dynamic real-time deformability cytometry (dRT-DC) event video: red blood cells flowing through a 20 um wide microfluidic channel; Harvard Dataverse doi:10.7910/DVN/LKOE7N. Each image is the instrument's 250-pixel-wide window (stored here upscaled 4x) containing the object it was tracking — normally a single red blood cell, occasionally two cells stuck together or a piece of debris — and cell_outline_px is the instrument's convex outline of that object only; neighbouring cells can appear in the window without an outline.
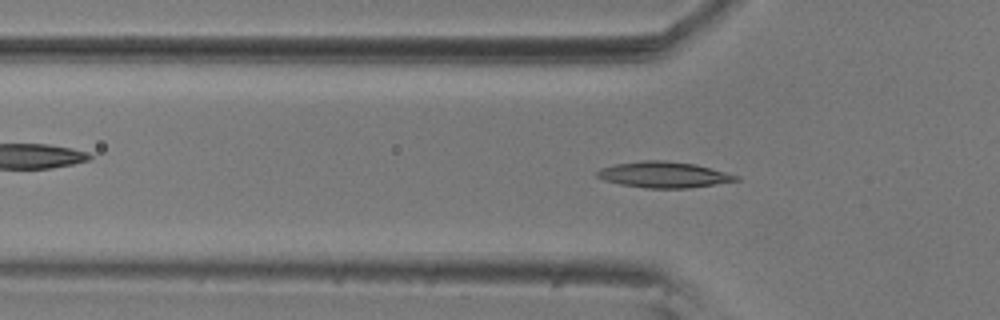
{"species": "common noctule bat (a hibernating species)", "species_latin": "Nyctalus noctula", "temperature_condition": "room temperature", "stored_images_in_passage": 55, "camera_frame_rate_fps": 3000, "um_per_image_px": 0.085, "animal": {"sex": "male", "body_mass_g": 20.5, "forearm_length_mm": 52.5}, "frame": {"image": 1, "passage_image": 16, "time_ms": 5.0, "image_size_px": [1000, 320], "cell_outline_px": [[740, 180], [688, 188], [648, 188], [620, 184], [604, 180], [596, 176], [596, 172], [600, 168], [616, 164], [644, 160], [664, 160], [696, 164], [740, 176]], "centroid_in_image_um": [56.42, 14.84], "position_along_channel_um": 69.4, "area_um2": 20.92}}
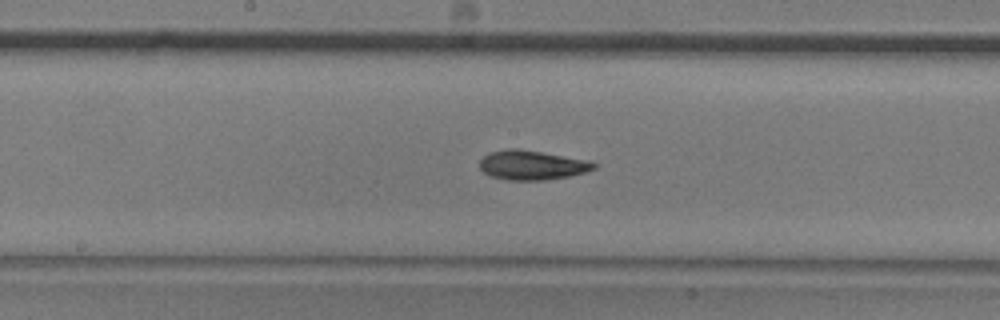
{"frame": {"image": 2, "passage_image": 27, "time_ms": 8.667, "image_size_px": [1000, 320], "cell_outline_px": [[596, 168], [584, 172], [568, 176], [544, 180], [508, 180], [492, 176], [484, 172], [480, 168], [480, 160], [488, 152], [508, 148], [516, 148], [588, 160], [596, 164]], "centroid_in_image_um": [45.19, 14.03], "position_along_channel_um": 203.0, "area_um2": 19.36}}
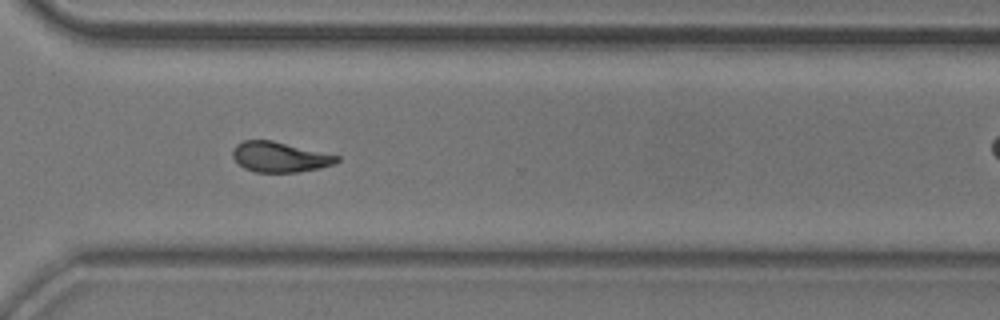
{"frame": {"image": 3, "passage_image": 39, "time_ms": 12.667, "image_size_px": [1000, 320], "cell_outline_px": [[340, 160], [332, 164], [320, 168], [296, 172], [256, 172], [244, 168], [232, 156], [232, 148], [236, 144], [244, 140], [272, 140], [340, 156]], "centroid_in_image_um": [23.76, 13.34], "position_along_channel_um": 346.8, "area_um2": 18.26}, "authors_computed_cell_mechanics": {"area_um2": 18.9006, "velocity_mm_per_s": 3.6165, "shape_relaxation_time_tau1_ms": 4.5954, "shape_relaxation_time_tau2_ms": 4.0539, "deformation_change_tau1": 0.1511, "deformation_change_tau2": 0.1098}}